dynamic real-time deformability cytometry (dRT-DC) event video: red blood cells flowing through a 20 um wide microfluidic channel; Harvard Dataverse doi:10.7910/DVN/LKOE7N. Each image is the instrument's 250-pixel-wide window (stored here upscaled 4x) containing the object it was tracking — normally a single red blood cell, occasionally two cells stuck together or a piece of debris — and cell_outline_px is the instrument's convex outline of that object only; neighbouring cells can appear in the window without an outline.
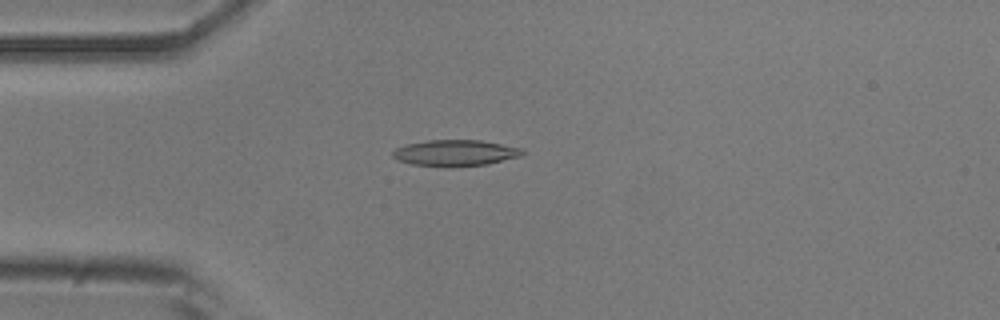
{"species": "common noctule bat (a hibernating species)", "species_latin": "Nyctalus noctula", "temperature_condition": "room temperature", "stored_images_in_passage": 53, "camera_frame_rate_fps": 3000, "um_per_image_px": 0.085, "animal": {"sex": "male", "body_mass_g": 20.5, "forearm_length_mm": 52.5}, "frame": {"image": 1, "passage_image": 14, "time_ms": 4.333, "image_size_px": [1000, 320], "cell_outline_px": [[524, 152], [520, 156], [488, 164], [412, 164], [400, 160], [392, 156], [392, 152], [396, 148], [408, 144], [428, 140], [480, 140], [524, 148]], "centroid_in_image_um": [38.75, 12.95], "position_along_channel_um": 46.2, "area_um2": 18.79}}
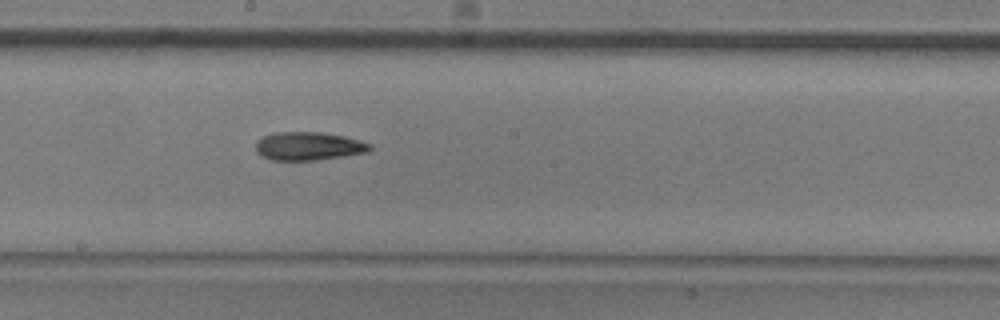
{"frame": {"image": 2, "passage_image": 29, "time_ms": 9.333, "image_size_px": [1000, 320], "cell_outline_px": [[372, 148], [368, 152], [344, 156], [312, 160], [272, 160], [260, 156], [256, 152], [256, 144], [264, 136], [276, 132], [320, 132], [344, 136], [360, 140], [372, 144]], "centroid_in_image_um": [26.24, 12.42], "position_along_channel_um": 222.0, "area_um2": 18.79}}
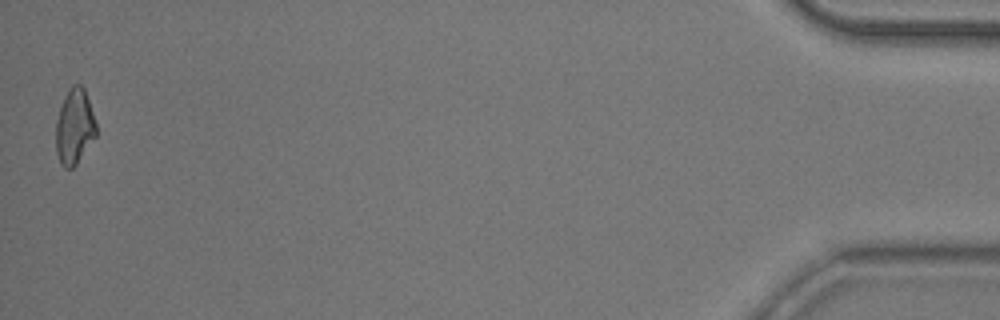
{"frame": {"image": 3, "passage_image": 53, "time_ms": 17.333, "image_size_px": [1000, 320], "cell_outline_px": [[96, 136], [76, 164], [72, 168], [64, 168], [60, 164], [56, 152], [56, 120], [60, 108], [72, 84], [80, 84], [84, 88], [96, 124]], "centroid_in_image_um": [6.32, 10.8], "position_along_channel_um": 428.9, "area_um2": 17.4}, "authors_computed_cell_mechanics": {"area_um2": 18.5538, "velocity_mm_per_s": 3.7774, "shape_relaxation_time_tau1_ms": 5.7221, "shape_relaxation_time_tau2_ms": null, "deformation_change_tau1": 0.1629, "deformation_change_tau2": null}}